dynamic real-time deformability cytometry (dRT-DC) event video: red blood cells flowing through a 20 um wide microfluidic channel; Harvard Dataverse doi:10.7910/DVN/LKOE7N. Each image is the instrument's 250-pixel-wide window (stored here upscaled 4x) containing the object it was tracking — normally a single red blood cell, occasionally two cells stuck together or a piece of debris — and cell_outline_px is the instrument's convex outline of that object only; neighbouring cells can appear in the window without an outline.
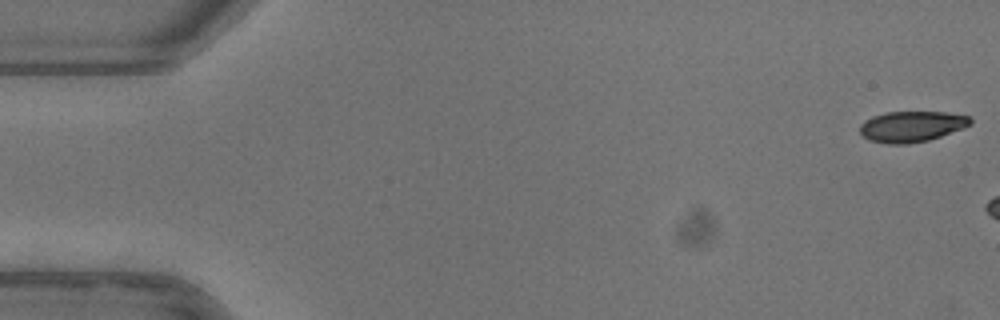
{"species": "common noctule bat (a hibernating species)", "species_latin": "Nyctalus noctula", "temperature_condition": "warm", "stored_images_in_passage": 6, "camera_frame_rate_fps": 3000, "um_per_image_px": 0.085, "animal": {"sex": "female"}, "frame": {"image": 1, "passage_image": 1, "time_ms": 0.0, "image_size_px": [1000, 320], "cell_outline_px": [[972, 124], [964, 128], [928, 140], [908, 144], [888, 144], [868, 140], [860, 132], [860, 124], [864, 120], [872, 116], [888, 112], [948, 112], [968, 116], [972, 120]], "centroid_in_image_um": [77.48, 10.75], "position_along_channel_um": 7.5, "area_um2": 19.88}}